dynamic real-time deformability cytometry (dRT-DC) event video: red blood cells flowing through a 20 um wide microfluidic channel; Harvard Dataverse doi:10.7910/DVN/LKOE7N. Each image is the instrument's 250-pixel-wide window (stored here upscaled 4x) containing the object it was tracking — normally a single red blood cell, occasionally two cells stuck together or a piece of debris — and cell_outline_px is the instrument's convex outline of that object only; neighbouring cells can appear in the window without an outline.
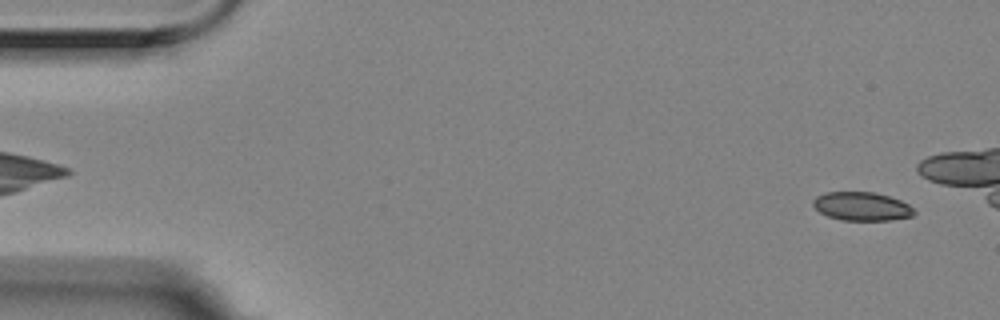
{"species": "Egyptian fruit bat (a non-hibernating species)", "species_latin": "Rousettus aegyptiacus", "temperature_condition": "room temperature", "stored_images_in_passage": 11, "camera_frame_rate_fps": 3000, "um_per_image_px": 0.085, "animal": {"sex": "female"}, "frame": {"image": 1, "passage_image": 1, "time_ms": 0.0, "image_size_px": [1000, 320], "cell_outline_px": [[916, 212], [912, 216], [892, 220], [840, 220], [828, 216], [820, 212], [812, 204], [812, 200], [816, 196], [824, 192], [876, 192], [900, 200], [908, 204]], "centroid_in_image_um": [73.23, 17.53], "position_along_channel_um": 11.8, "area_um2": 16.88}}
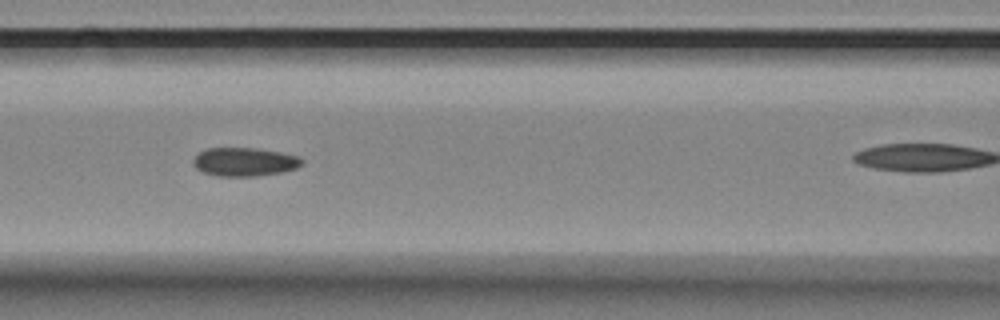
{"frame": {"image": 2, "passage_image": 7, "time_ms": 2.0, "image_size_px": [1000, 320], "cell_outline_px": [[304, 164], [296, 168], [280, 172], [256, 176], [216, 176], [204, 172], [196, 168], [192, 164], [192, 160], [200, 152], [208, 148], [256, 148], [280, 152], [296, 156], [304, 160]], "centroid_in_image_um": [20.77, 13.76], "position_along_channel_um": 145.8, "area_um2": 18.03}}
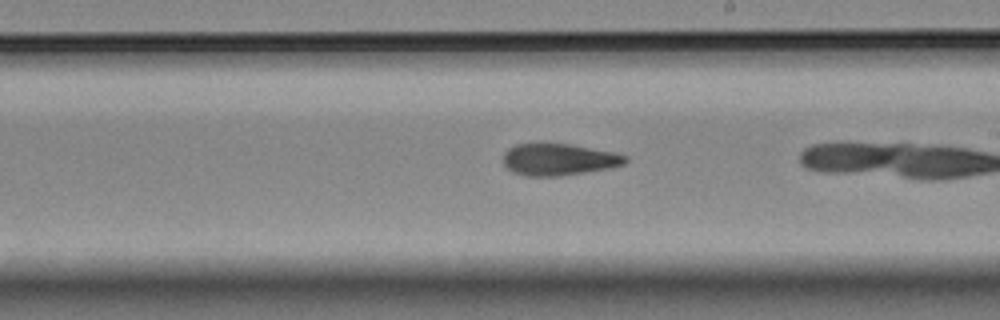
{"frame": {"image": 3, "passage_image": 10, "time_ms": 3.0, "image_size_px": [1000, 320], "cell_outline_px": [[628, 160], [624, 164], [608, 168], [560, 176], [524, 176], [512, 172], [504, 164], [504, 152], [508, 148], [516, 144], [568, 144], [612, 152], [628, 156]], "centroid_in_image_um": [47.47, 13.57], "position_along_channel_um": 241.5, "area_um2": 22.37}}